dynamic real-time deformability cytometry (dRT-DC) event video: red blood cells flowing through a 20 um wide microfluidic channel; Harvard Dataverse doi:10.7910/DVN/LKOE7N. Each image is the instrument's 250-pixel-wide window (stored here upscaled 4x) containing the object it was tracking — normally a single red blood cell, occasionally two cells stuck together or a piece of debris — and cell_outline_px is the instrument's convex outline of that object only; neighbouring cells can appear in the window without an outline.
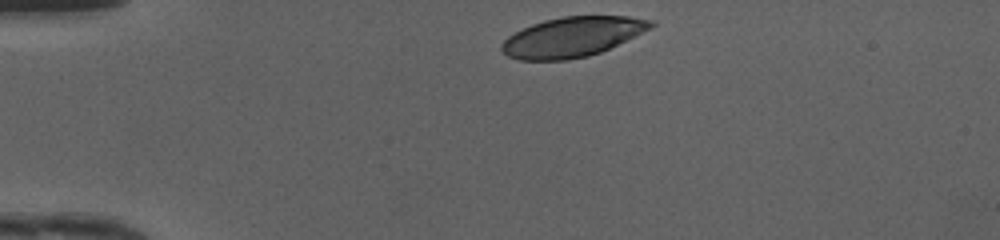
{"species": "human", "species_latin": "Homo sapiens", "temperature_condition": "cold", "stored_images_in_passage": 31, "camera_frame_rate_fps": 3000, "um_per_image_px": 0.085, "donor": {"sex": "female"}, "frame": {"image": 1, "passage_image": 1, "time_ms": 0.0, "image_size_px": [1000, 240], "cell_outline_px": [[656, 24], [652, 28], [600, 52], [588, 56], [568, 60], [520, 60], [508, 56], [500, 48], [500, 44], [508, 36], [532, 24], [544, 20], [564, 16], [628, 16], [652, 20]], "centroid_in_image_um": [48.64, 3.14], "position_along_channel_um": 36.4, "area_um2": 34.51}}
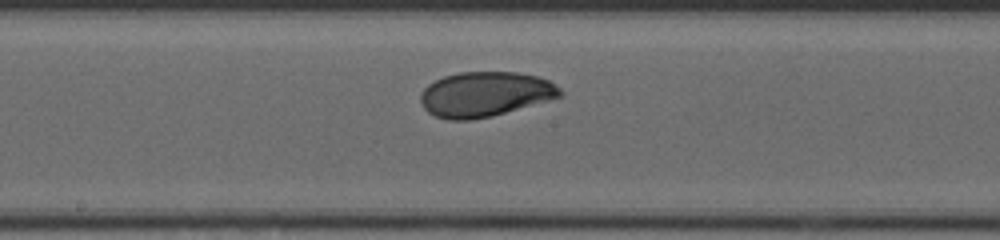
{"frame": {"image": 2, "passage_image": 17, "time_ms": 5.333, "image_size_px": [1000, 240], "cell_outline_px": [[564, 96], [492, 116], [468, 120], [448, 120], [436, 116], [428, 112], [424, 108], [420, 100], [420, 92], [428, 84], [444, 76], [460, 72], [516, 72], [536, 76], [548, 80], [560, 88], [564, 92]], "centroid_in_image_um": [41.23, 8.01], "position_along_channel_um": 207.0, "area_um2": 36.59}}
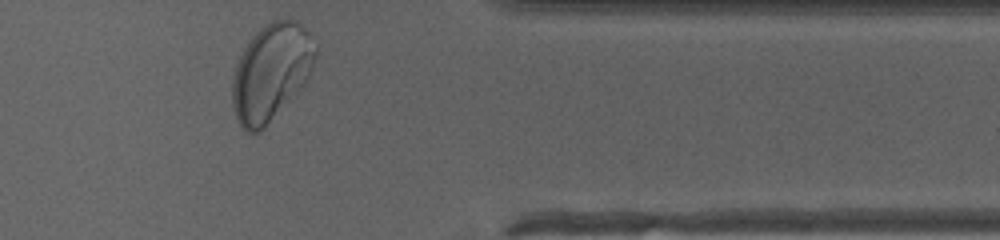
{"frame": {"image": 3, "passage_image": 31, "time_ms": 10.0, "image_size_px": [1000, 240], "cell_outline_px": [[316, 56], [308, 80], [300, 92], [260, 132], [248, 132], [240, 124], [236, 116], [232, 104], [232, 80], [236, 64], [248, 40], [264, 24], [272, 20], [292, 20], [300, 24], [308, 32], [316, 48]], "centroid_in_image_um": [23.05, 6.16], "position_along_channel_um": 388.3, "area_um2": 47.11}, "authors_computed_cell_mechanics": {"area_um2": 36.5874, "velocity_mm_per_s": 4.1485, "shape_relaxation_time_tau1_ms": 3.802, "shape_relaxation_time_tau2_ms": 0.7536, "deformation_change_tau1": 0.1534, "deformation_change_tau2": 0.043}}